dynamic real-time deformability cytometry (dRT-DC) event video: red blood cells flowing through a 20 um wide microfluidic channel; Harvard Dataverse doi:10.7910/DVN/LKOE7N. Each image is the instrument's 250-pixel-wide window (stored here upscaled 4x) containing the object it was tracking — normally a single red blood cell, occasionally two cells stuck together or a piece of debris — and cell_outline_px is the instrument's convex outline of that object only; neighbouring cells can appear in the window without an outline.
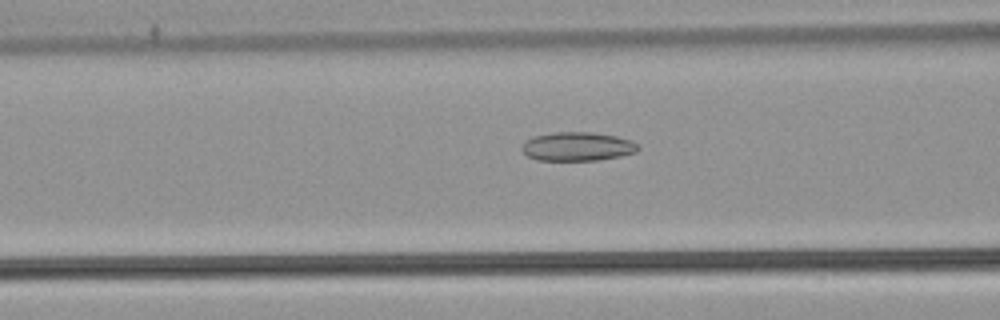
{"species": "common noctule bat (a hibernating species)", "species_latin": "Nyctalus noctula", "temperature_condition": "warm", "stored_images_in_passage": 37, "camera_frame_rate_fps": 3000, "um_per_image_px": 0.085, "animal": {"sex": "male", "body_mass_g": 21.5, "forearm_length_mm": 52.0}, "frame": {"image": 1, "passage_image": 6, "time_ms": 1.667, "image_size_px": [1000, 320], "cell_outline_px": [[640, 148], [636, 152], [620, 156], [596, 160], [536, 160], [528, 156], [520, 148], [524, 140], [532, 136], [556, 132], [592, 132], [616, 136], [632, 140]], "centroid_in_image_um": [49.05, 12.44], "position_along_channel_um": 117.6, "area_um2": 19.59}}
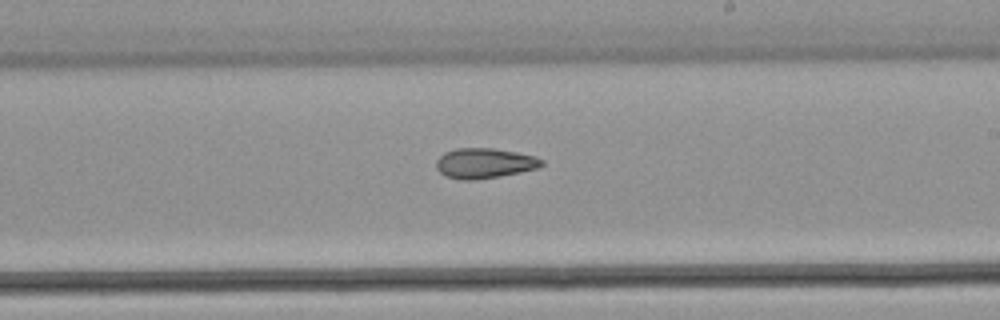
{"frame": {"image": 2, "passage_image": 16, "time_ms": 5.0, "image_size_px": [1000, 320], "cell_outline_px": [[544, 164], [536, 168], [520, 172], [500, 176], [472, 180], [460, 180], [448, 176], [440, 172], [436, 168], [436, 160], [444, 152], [456, 148], [492, 148], [516, 152], [536, 156], [544, 160]], "centroid_in_image_um": [41.18, 13.86], "position_along_channel_um": 247.8, "area_um2": 18.5}}
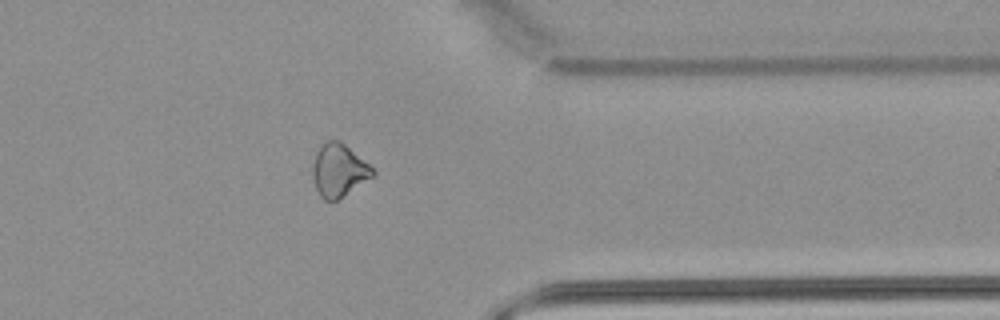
{"frame": {"image": 3, "passage_image": 27, "time_ms": 8.667, "image_size_px": [1000, 320], "cell_outline_px": [[376, 172], [372, 176], [336, 200], [324, 200], [320, 196], [316, 188], [312, 176], [312, 164], [316, 152], [320, 144], [328, 140], [340, 140], [368, 164]], "centroid_in_image_um": [28.74, 14.45], "position_along_channel_um": 382.7, "area_um2": 18.15}, "authors_computed_cell_mechanics": {"area_um2": 19.074, "velocity_mm_per_s": 3.9149, "shape_relaxation_time_tau1_ms": null, "shape_relaxation_time_tau2_ms": 7.3911, "deformation_change_tau1": null, "deformation_change_tau2": 0.1499}}